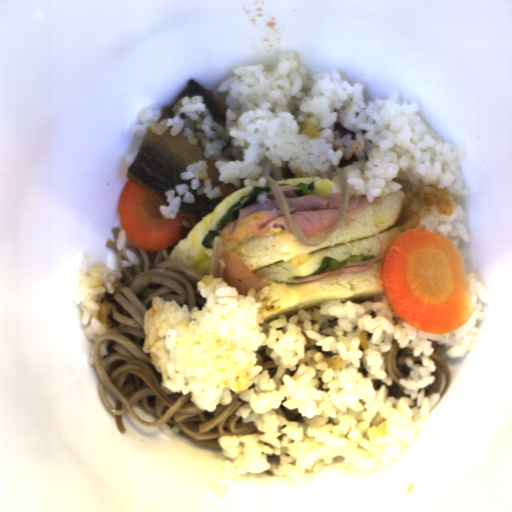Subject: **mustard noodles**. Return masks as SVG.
<instances>
[{
    "label": "mustard noodles",
    "mask_w": 512,
    "mask_h": 512,
    "mask_svg": "<svg viewBox=\"0 0 512 512\" xmlns=\"http://www.w3.org/2000/svg\"><path fill=\"white\" fill-rule=\"evenodd\" d=\"M125 247L136 254L139 265L120 269L122 287L105 294L100 303L107 304L109 326L116 331L98 337L93 359L97 392L120 434L127 429L123 417L129 412L144 427L179 426V433L195 444L220 450L221 435H264L255 423L234 414L247 402L237 393L231 391L230 405H217L210 413L195 406L192 392L166 394L161 389L162 373L153 365L151 354L143 351L144 312L152 307L154 296L175 299L181 308L188 305L190 313L193 307L202 311L206 298L197 282L204 276L184 260H169L174 244L146 251L127 237Z\"/></svg>",
    "instance_id": "obj_1"
},
{
    "label": "mustard noodles",
    "mask_w": 512,
    "mask_h": 512,
    "mask_svg": "<svg viewBox=\"0 0 512 512\" xmlns=\"http://www.w3.org/2000/svg\"><path fill=\"white\" fill-rule=\"evenodd\" d=\"M339 184H340V193H341V201H340V212L339 218L337 222L328 230L323 231L311 238H306L300 225L298 222L292 217L288 202L283 194L281 187L278 186V179H276L275 174L270 171L269 175L264 176V179L267 181L271 193L274 196L276 204L278 208L281 210L283 215L285 216L293 236L299 240L303 245L309 247H316L320 243L329 240L335 231L343 225V222L346 218L348 211V193H349V182H347V176L341 170L340 167L336 168Z\"/></svg>",
    "instance_id": "obj_2"
}]
</instances>
